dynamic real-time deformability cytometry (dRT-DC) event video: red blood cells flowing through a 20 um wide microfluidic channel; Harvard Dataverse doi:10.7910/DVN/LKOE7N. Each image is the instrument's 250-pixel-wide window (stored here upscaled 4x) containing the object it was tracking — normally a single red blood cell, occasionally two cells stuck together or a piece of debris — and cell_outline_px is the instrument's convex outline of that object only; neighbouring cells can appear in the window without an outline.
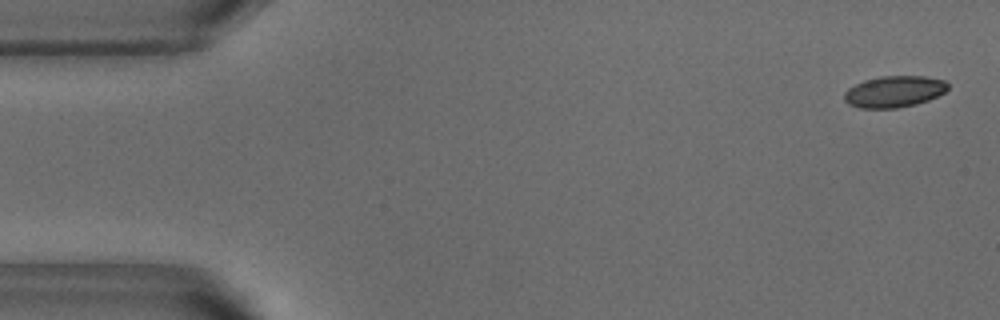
{"species": "common noctule bat (a hibernating species)", "species_latin": "Nyctalus noctula", "temperature_condition": "warm", "stored_images_in_passage": 52, "camera_frame_rate_fps": 3000, "um_per_image_px": 0.085, "animal": {"sex": "male", "body_mass_g": 18.8}, "frame": {"image": 1, "passage_image": 2, "time_ms": 0.333, "image_size_px": [1000, 320], "cell_outline_px": [[948, 88], [944, 92], [928, 100], [916, 104], [896, 108], [860, 108], [848, 104], [844, 100], [844, 92], [848, 88], [864, 80], [880, 76], [924, 76], [944, 80], [948, 84]], "centroid_in_image_um": [75.98, 7.78], "position_along_channel_um": 9.0, "area_um2": 18.96}}
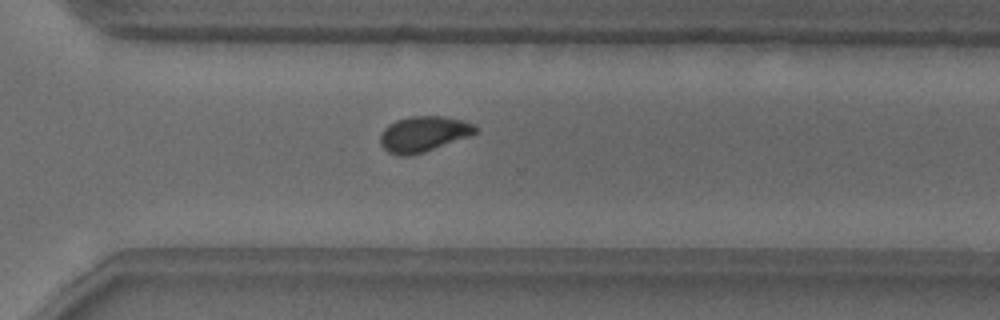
{"frame": {"image": 2, "passage_image": 37, "time_ms": 12.0, "image_size_px": [1000, 320], "cell_outline_px": [[480, 128], [476, 132], [468, 136], [424, 152], [408, 156], [400, 156], [388, 152], [380, 144], [380, 132], [388, 124], [396, 120], [408, 116], [444, 116], [464, 120]], "centroid_in_image_um": [35.97, 11.38], "position_along_channel_um": 334.6, "area_um2": 19.77}}
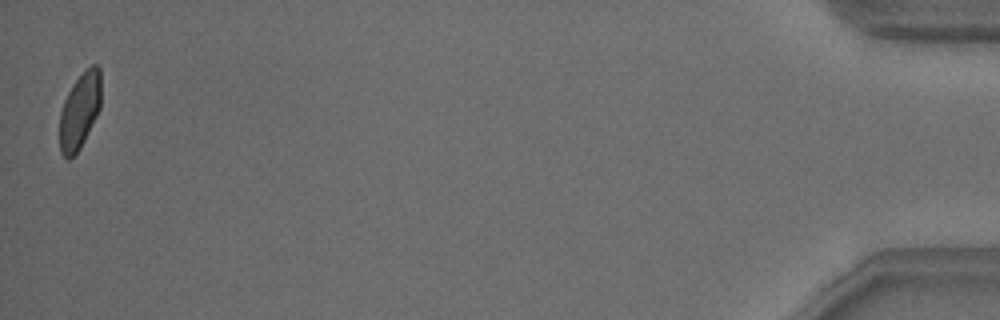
{"frame": {"image": 3, "passage_image": 52, "time_ms": 17.0, "image_size_px": [1000, 320], "cell_outline_px": [[100, 108], [80, 148], [68, 160], [60, 152], [60, 112], [64, 100], [72, 84], [92, 64], [96, 64], [100, 68]], "centroid_in_image_um": [6.77, 9.42], "position_along_channel_um": 428.4, "area_um2": 18.03}, "authors_computed_cell_mechanics": {"area_um2": 19.5942, "velocity_mm_per_s": 3.8178, "shape_relaxation_time_tau1_ms": 2.9873, "shape_relaxation_time_tau2_ms": 1.0696, "deformation_change_tau1": 0.108, "deformation_change_tau2": 0.038}}